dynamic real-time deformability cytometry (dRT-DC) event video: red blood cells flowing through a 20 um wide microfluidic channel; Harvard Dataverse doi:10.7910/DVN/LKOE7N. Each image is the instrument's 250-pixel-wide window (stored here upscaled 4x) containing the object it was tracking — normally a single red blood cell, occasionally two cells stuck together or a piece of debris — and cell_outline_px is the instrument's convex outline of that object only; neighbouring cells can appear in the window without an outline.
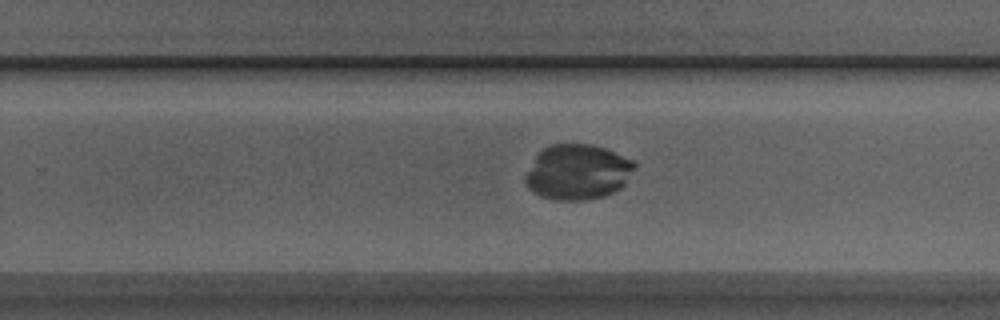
{"species": "Egyptian fruit bat (a non-hibernating species)", "species_latin": "Rousettus aegyptiacus", "temperature_condition": "room temperature", "stored_images_in_passage": 30, "camera_frame_rate_fps": 3000, "um_per_image_px": 0.085, "animal": {"sex": "male"}, "frame": {"image": 1, "passage_image": 18, "time_ms": 5.667, "image_size_px": [1000, 320], "cell_outline_px": [[636, 168], [624, 184], [620, 188], [604, 196], [584, 200], [552, 200], [540, 196], [532, 192], [528, 188], [524, 180], [524, 176], [536, 156], [544, 148], [552, 144], [592, 144], [604, 148], [632, 160], [636, 164]], "centroid_in_image_um": [49.08, 14.63], "position_along_channel_um": 280.7, "area_um2": 35.14}}
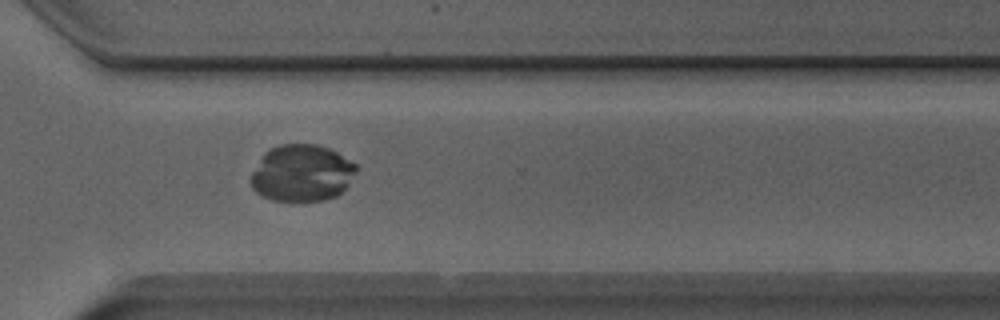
{"frame": {"image": 2, "passage_image": 23, "time_ms": 7.333, "image_size_px": [1000, 320], "cell_outline_px": [[356, 168], [348, 184], [336, 196], [324, 200], [300, 204], [272, 200], [256, 192], [252, 188], [248, 180], [252, 172], [264, 152], [280, 144], [316, 144], [328, 148], [336, 152], [356, 164]], "centroid_in_image_um": [25.6, 14.75], "position_along_channel_um": 345.0, "area_um2": 35.32}}